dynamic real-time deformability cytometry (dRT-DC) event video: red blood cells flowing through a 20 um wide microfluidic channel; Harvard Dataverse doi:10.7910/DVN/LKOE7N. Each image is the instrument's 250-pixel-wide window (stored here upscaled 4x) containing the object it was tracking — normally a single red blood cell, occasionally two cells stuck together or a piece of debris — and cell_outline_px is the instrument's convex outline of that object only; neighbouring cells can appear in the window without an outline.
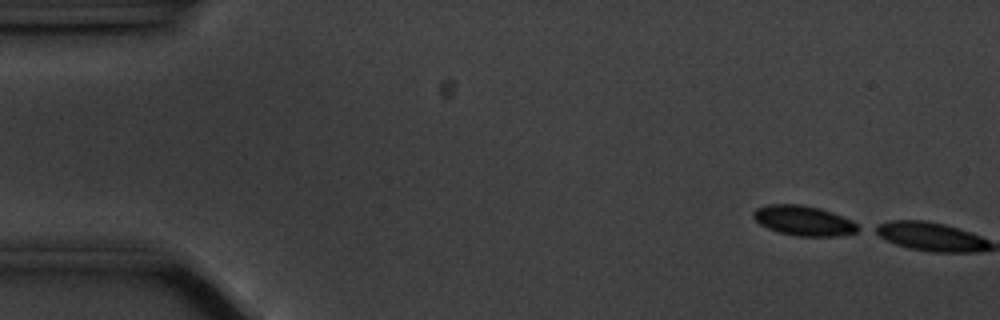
{"species": "common noctule bat (a hibernating species)", "species_latin": "Nyctalus noctula", "temperature_condition": "cold", "stored_images_in_passage": 7, "camera_frame_rate_fps": 3000, "um_per_image_px": 0.085, "animal": {"sex": "male", "body_mass_g": 20.1, "forearm_length_mm": 53.5}, "frame": {"image": 1, "passage_image": 1, "time_ms": 0.0, "image_size_px": [1000, 320], "cell_outline_px": [[864, 228], [856, 232], [840, 236], [796, 236], [780, 232], [768, 228], [760, 224], [752, 216], [752, 212], [756, 208], [768, 204], [800, 204], [820, 208], [832, 212], [852, 220]], "centroid_in_image_um": [68.35, 18.75], "position_along_channel_um": 16.7, "area_um2": 18.44}}